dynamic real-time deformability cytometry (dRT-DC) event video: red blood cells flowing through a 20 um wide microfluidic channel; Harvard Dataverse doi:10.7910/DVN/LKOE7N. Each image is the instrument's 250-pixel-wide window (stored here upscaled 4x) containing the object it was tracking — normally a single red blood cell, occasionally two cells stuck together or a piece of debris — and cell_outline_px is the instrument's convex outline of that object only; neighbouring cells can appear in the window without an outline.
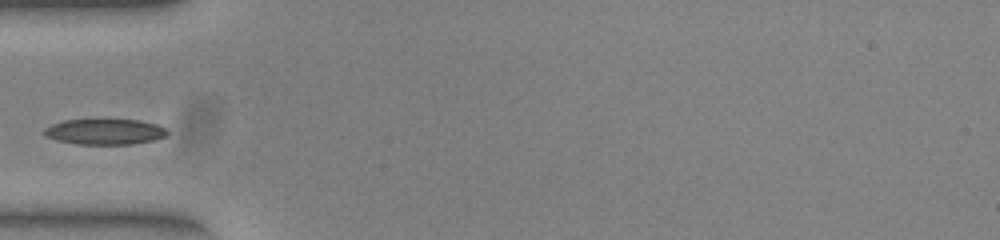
{"species": "common noctule bat (a hibernating species)", "species_latin": "Nyctalus noctula", "temperature_condition": "warm", "stored_images_in_passage": 9, "camera_frame_rate_fps": 3000, "um_per_image_px": 0.085, "animal": {"sex": "female", "body_mass_g": 23.0, "forearm_length_mm": 53.4}, "frame": {"image": 1, "passage_image": 1, "time_ms": 0.0, "image_size_px": [1000, 240], "cell_outline_px": [[168, 136], [152, 140], [132, 144], [76, 144], [56, 140], [44, 136], [44, 128], [52, 124], [64, 120], [140, 120], [156, 124], [164, 128], [168, 132]], "centroid_in_image_um": [8.89, 11.2], "position_along_channel_um": 76.1, "area_um2": 18.32}}